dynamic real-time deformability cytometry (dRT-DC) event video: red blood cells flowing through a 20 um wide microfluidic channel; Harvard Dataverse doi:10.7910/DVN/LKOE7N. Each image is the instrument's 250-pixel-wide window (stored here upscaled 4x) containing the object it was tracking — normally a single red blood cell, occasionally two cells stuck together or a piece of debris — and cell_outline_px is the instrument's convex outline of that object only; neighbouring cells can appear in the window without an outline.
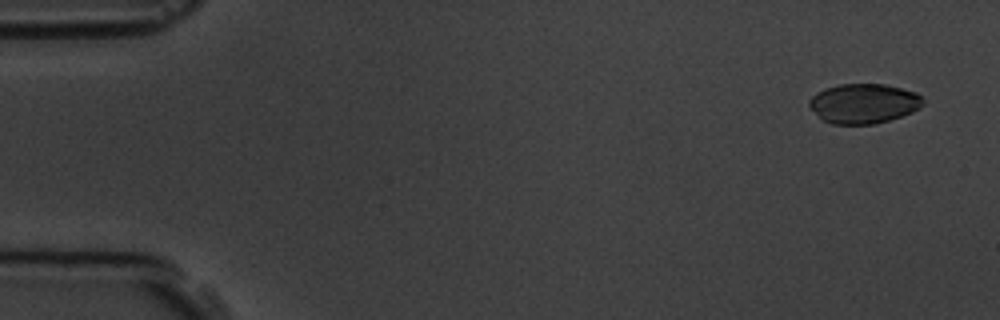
{"species": "common noctule bat (a hibernating species)", "species_latin": "Nyctalus noctula", "temperature_condition": "room temperature", "stored_images_in_passage": 56, "camera_frame_rate_fps": 3000, "um_per_image_px": 0.085, "animal": {"sex": "male", "body_mass_g": 19.5, "forearm_length_mm": 54.6}, "frame": {"image": 1, "passage_image": 3, "time_ms": 0.667, "image_size_px": [1000, 320], "cell_outline_px": [[924, 104], [920, 108], [912, 112], [888, 120], [872, 124], [832, 124], [820, 120], [808, 104], [808, 100], [816, 92], [824, 88], [840, 84], [884, 84], [916, 92], [924, 96]], "centroid_in_image_um": [73.4, 8.79], "position_along_channel_um": 11.6, "area_um2": 26.59}}
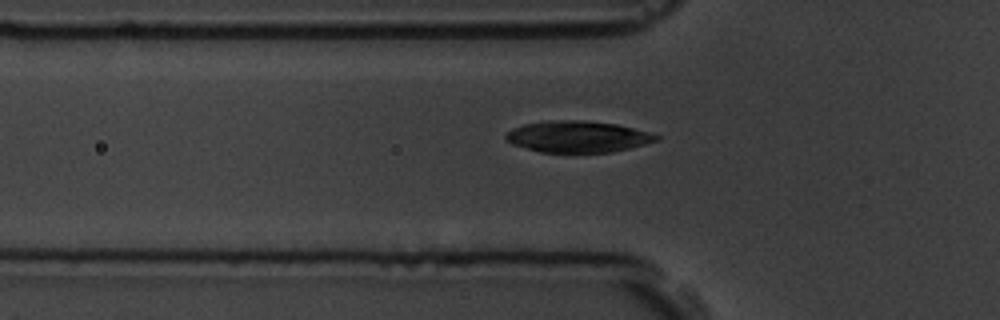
{"frame": {"image": 2, "passage_image": 19, "time_ms": 6.0, "image_size_px": [1000, 320], "cell_outline_px": [[660, 140], [612, 152], [540, 152], [512, 144], [504, 136], [512, 128], [524, 124], [548, 120], [584, 120], [616, 124], [648, 132], [660, 136]], "centroid_in_image_um": [49.09, 11.61], "position_along_channel_um": 76.7, "area_um2": 27.4}}
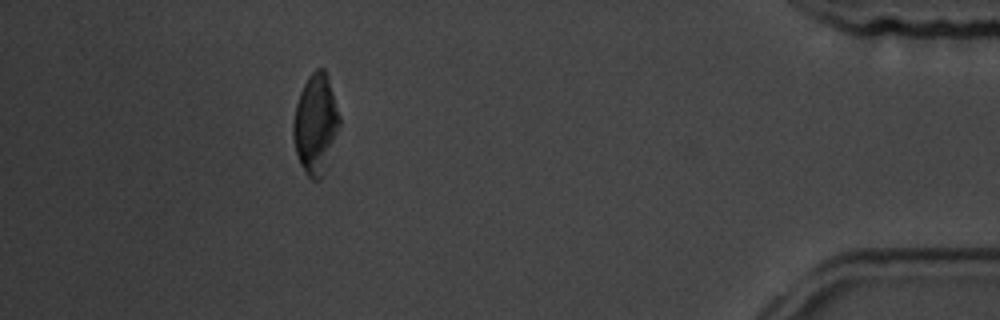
{"frame": {"image": 3, "passage_image": 51, "time_ms": 16.667, "image_size_px": [1000, 320], "cell_outline_px": [[340, 124], [328, 168], [324, 176], [320, 180], [312, 180], [308, 176], [296, 152], [292, 136], [292, 124], [296, 104], [300, 92], [308, 76], [316, 68], [324, 68], [328, 76], [340, 116]], "centroid_in_image_um": [26.84, 10.56], "position_along_channel_um": 408.4, "area_um2": 27.22}, "authors_computed_cell_mechanics": {"area_um2": 27.3683, "velocity_mm_per_s": 3.6108, "shape_relaxation_time_tau1_ms": 4.2191, "shape_relaxation_time_tau2_ms": 2.517, "deformation_change_tau1": 0.127, "deformation_change_tau2": 0.0688}}